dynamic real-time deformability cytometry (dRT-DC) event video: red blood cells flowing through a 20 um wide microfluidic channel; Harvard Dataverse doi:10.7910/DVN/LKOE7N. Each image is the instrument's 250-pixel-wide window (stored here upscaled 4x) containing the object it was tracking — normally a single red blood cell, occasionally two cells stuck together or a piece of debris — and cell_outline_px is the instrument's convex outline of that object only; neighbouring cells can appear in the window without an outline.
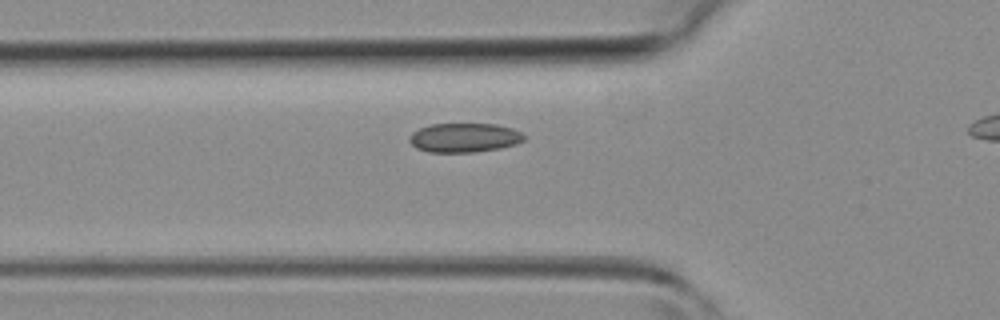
{"species": "common noctule bat (a hibernating species)", "species_latin": "Nyctalus noctula", "temperature_condition": "room temperature", "stored_images_in_passage": 27, "camera_frame_rate_fps": 3000, "um_per_image_px": 0.085, "animal": {"sex": "female", "body_mass_g": 19.3, "forearm_length_mm": 54.1}, "frame": {"image": 1, "passage_image": 5, "time_ms": 1.333, "image_size_px": [1000, 320], "cell_outline_px": [[528, 136], [524, 140], [516, 144], [500, 148], [476, 152], [428, 152], [416, 148], [408, 140], [408, 136], [412, 132], [420, 128], [432, 124], [496, 124], [512, 128]], "centroid_in_image_um": [39.47, 11.7], "position_along_channel_um": 86.3, "area_um2": 19.65}}
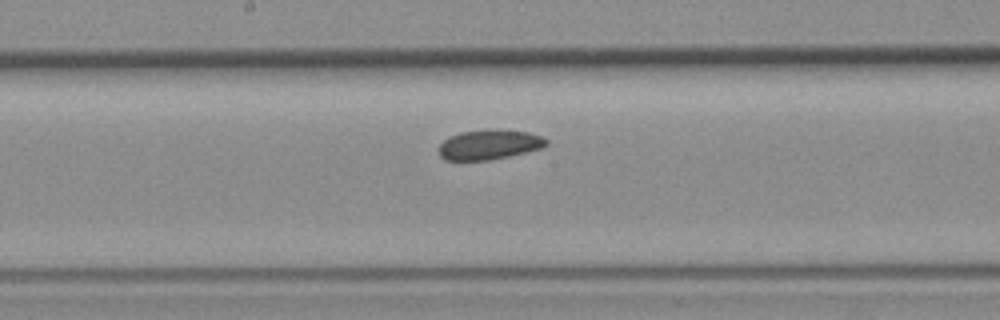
{"frame": {"image": 2, "passage_image": 13, "time_ms": 4.0, "image_size_px": [1000, 320], "cell_outline_px": [[548, 144], [540, 148], [508, 156], [488, 160], [444, 160], [436, 152], [436, 148], [448, 136], [460, 132], [496, 128], [528, 132], [544, 136], [548, 140]], "centroid_in_image_um": [41.54, 12.27], "position_along_channel_um": 206.7, "area_um2": 19.02}}
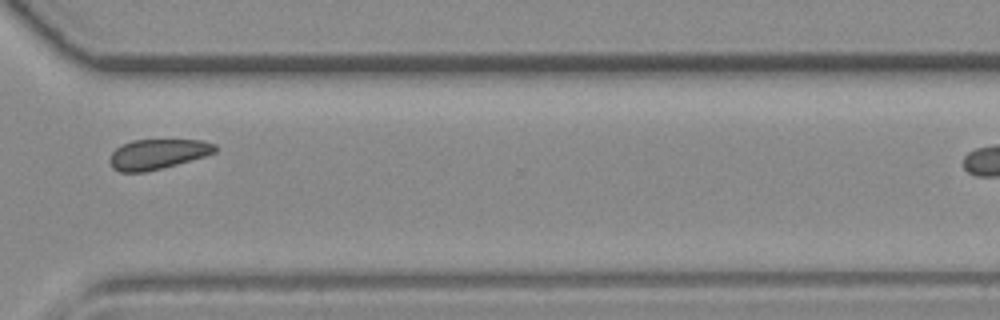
{"frame": {"image": 3, "passage_image": 23, "time_ms": 7.333, "image_size_px": [1000, 320], "cell_outline_px": [[216, 152], [204, 156], [176, 164], [144, 172], [120, 172], [112, 168], [108, 160], [112, 152], [120, 144], [132, 140], [204, 140], [216, 144]], "centroid_in_image_um": [13.36, 13.09], "position_along_channel_um": 357.2, "area_um2": 18.44}}